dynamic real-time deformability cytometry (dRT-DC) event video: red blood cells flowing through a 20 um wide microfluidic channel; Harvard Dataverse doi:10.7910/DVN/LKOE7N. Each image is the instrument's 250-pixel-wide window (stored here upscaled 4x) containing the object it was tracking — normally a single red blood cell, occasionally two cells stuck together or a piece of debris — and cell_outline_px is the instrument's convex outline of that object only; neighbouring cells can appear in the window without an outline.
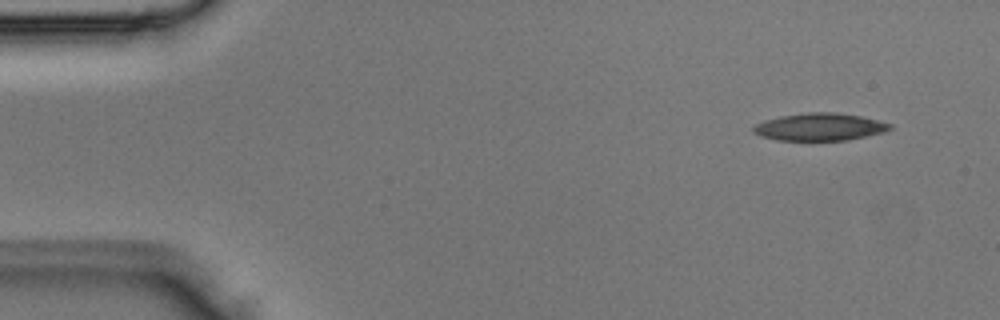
{"species": "Egyptian fruit bat (a non-hibernating species)", "species_latin": "Rousettus aegyptiacus", "temperature_condition": "room temperature", "stored_images_in_passage": 4, "camera_frame_rate_fps": 3000, "um_per_image_px": 0.085, "animal": {"sex": "male"}, "frame": {"image": 1, "passage_image": 1, "time_ms": 0.0, "image_size_px": [1000, 320], "cell_outline_px": [[892, 128], [884, 132], [848, 140], [776, 140], [760, 136], [752, 132], [752, 128], [756, 124], [764, 120], [780, 116], [808, 112], [832, 112], [860, 116], [892, 124]], "centroid_in_image_um": [69.64, 10.79], "position_along_channel_um": 15.4, "area_um2": 21.79}}